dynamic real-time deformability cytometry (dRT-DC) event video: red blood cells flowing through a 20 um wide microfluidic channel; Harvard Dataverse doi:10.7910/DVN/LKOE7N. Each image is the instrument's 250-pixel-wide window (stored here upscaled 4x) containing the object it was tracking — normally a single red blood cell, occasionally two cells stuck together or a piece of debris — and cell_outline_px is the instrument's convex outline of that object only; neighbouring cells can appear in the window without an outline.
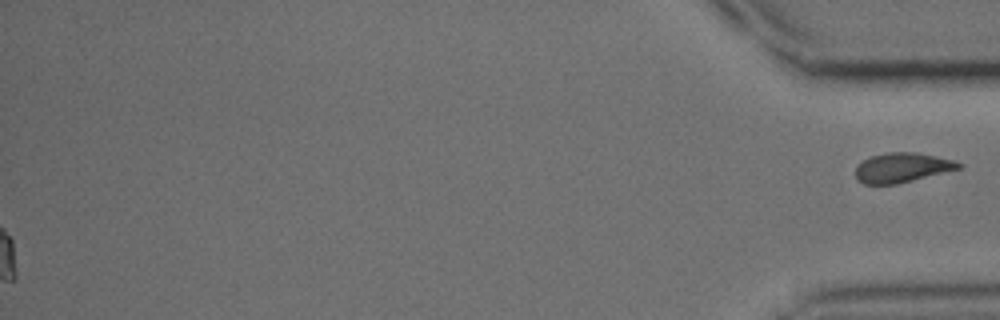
{"species": "common noctule bat (a hibernating species)", "species_latin": "Nyctalus noctula", "temperature_condition": "cold", "stored_images_in_passage": 42, "segment_of_instrument_passage": [2, 2], "camera_frame_rate_fps": 3000, "um_per_image_px": 0.085, "animal": {"sex": "male", "body_mass_g": 15.6}, "frame": {"image": 1, "passage_image": 42, "time_ms": 13.667, "image_size_px": [1000, 320], "cell_outline_px": [[964, 164], [960, 168], [896, 184], [864, 184], [856, 180], [856, 164], [872, 156], [888, 152], [916, 152], [952, 160]], "centroid_in_image_um": [76.63, 14.24], "position_along_channel_um": 358.6, "area_um2": 17.57}}